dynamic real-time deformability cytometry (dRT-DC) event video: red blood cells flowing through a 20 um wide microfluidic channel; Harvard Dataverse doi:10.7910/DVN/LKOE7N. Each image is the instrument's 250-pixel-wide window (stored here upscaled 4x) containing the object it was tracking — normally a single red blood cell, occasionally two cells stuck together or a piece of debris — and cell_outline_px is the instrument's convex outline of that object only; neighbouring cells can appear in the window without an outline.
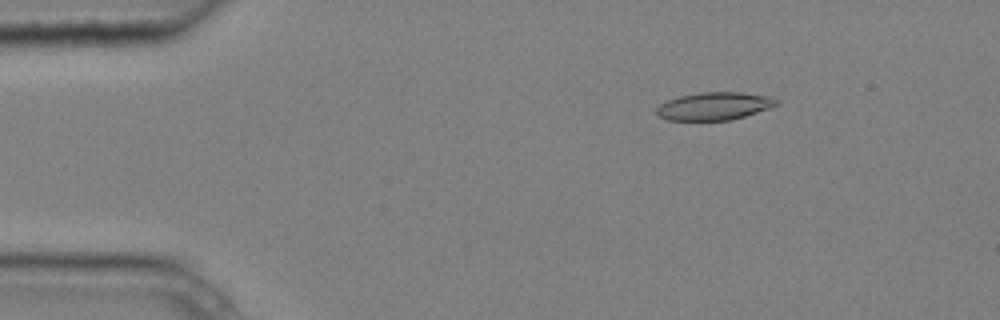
{"species": "common noctule bat (a hibernating species)", "species_latin": "Nyctalus noctula", "temperature_condition": "cold", "stored_images_in_passage": 3, "camera_frame_rate_fps": 3000, "um_per_image_px": 0.085, "animal": {"sex": "male", "body_mass_g": 20.4}, "frame": {"image": 1, "passage_image": 2, "time_ms": 0.333, "image_size_px": [1000, 320], "cell_outline_px": [[780, 104], [732, 120], [668, 120], [660, 116], [656, 112], [656, 108], [660, 104], [668, 100], [680, 96], [700, 92], [744, 92], [768, 96], [780, 100]], "centroid_in_image_um": [60.74, 9.01], "position_along_channel_um": 24.3, "area_um2": 19.36}}